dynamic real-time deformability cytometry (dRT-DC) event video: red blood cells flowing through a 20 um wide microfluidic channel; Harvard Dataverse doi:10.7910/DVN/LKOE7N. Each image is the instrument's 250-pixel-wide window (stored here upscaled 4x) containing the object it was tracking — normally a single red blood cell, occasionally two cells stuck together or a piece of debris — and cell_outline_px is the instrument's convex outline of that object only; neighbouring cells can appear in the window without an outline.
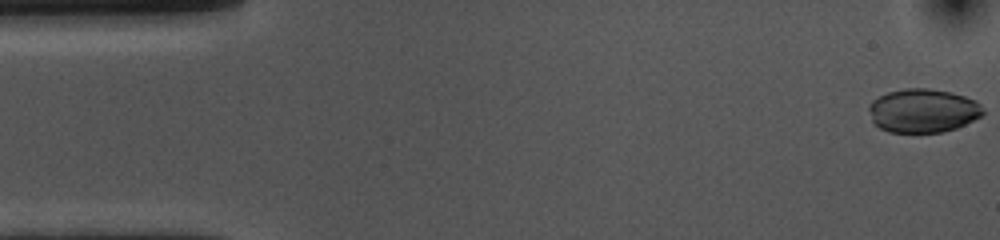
{"species": "common noctule bat (a hibernating species)", "species_latin": "Nyctalus noctula", "temperature_condition": "cold", "stored_images_in_passage": 55, "camera_frame_rate_fps": 3000, "um_per_image_px": 0.085, "animal": {"sex": "female", "body_mass_g": 10.0, "forearm_length_mm": 53.1}, "frame": {"image": 1, "passage_image": 1, "time_ms": 0.0, "image_size_px": [1000, 240], "cell_outline_px": [[984, 112], [980, 116], [956, 128], [944, 132], [888, 132], [880, 128], [872, 120], [868, 108], [868, 104], [872, 100], [888, 92], [904, 88], [928, 88], [948, 92], [964, 96], [976, 100], [980, 104]], "centroid_in_image_um": [78.43, 9.4], "position_along_channel_um": 6.6, "area_um2": 28.96}}
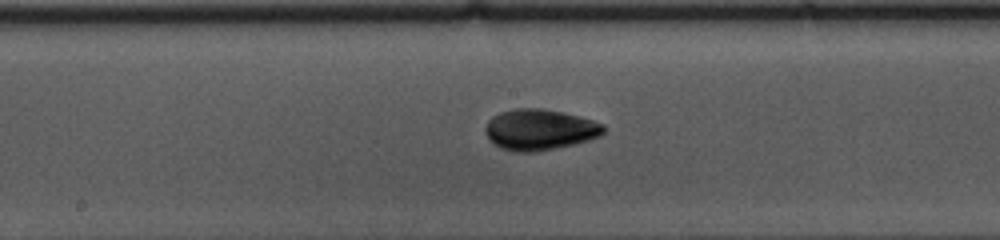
{"frame": {"image": 2, "passage_image": 27, "time_ms": 8.667, "image_size_px": [1000, 240], "cell_outline_px": [[604, 132], [600, 136], [588, 140], [572, 144], [532, 152], [512, 152], [500, 148], [488, 136], [484, 128], [488, 120], [492, 116], [500, 112], [516, 108], [540, 108], [564, 112], [592, 120], [604, 124]], "centroid_in_image_um": [45.86, 11.0], "position_along_channel_um": 202.3, "area_um2": 27.98}}
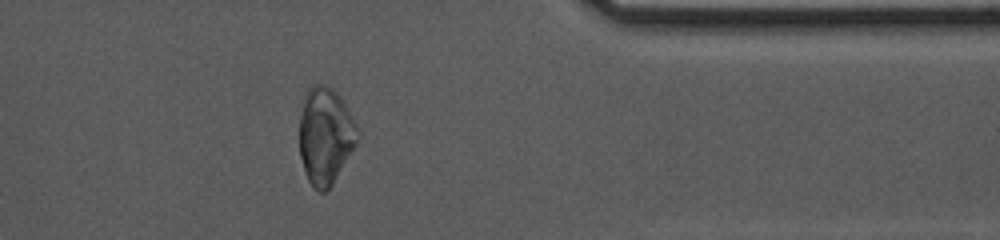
{"frame": {"image": 3, "passage_image": 44, "time_ms": 14.333, "image_size_px": [1000, 240], "cell_outline_px": [[360, 136], [356, 144], [332, 184], [324, 192], [320, 192], [312, 188], [304, 172], [300, 156], [300, 116], [304, 92], [312, 84], [324, 84], [332, 88], [336, 92], [344, 104], [356, 124], [360, 132]], "centroid_in_image_um": [27.64, 11.53], "position_along_channel_um": 383.8, "area_um2": 32.83}, "authors_computed_cell_mechanics": {"area_um2": 28.9578, "velocity_mm_per_s": 3.5596, "shape_relaxation_time_tau1_ms": 8.9347, "shape_relaxation_time_tau2_ms": 10.5573, "deformation_change_tau1": 0.1552, "deformation_change_tau2": 0.1083}}